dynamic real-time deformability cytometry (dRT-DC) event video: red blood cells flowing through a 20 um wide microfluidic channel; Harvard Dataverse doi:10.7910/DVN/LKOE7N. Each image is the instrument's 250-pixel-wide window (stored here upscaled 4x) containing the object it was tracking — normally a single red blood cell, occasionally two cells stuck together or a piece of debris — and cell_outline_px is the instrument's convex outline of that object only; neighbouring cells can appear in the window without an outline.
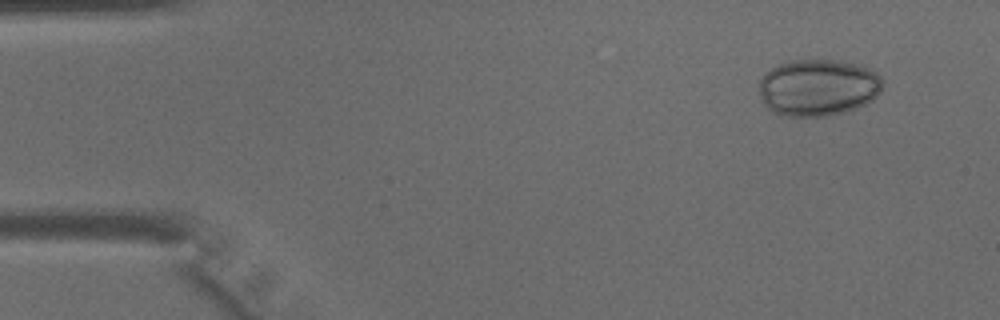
{"species": "common noctule bat (a hibernating species)", "species_latin": "Nyctalus noctula", "temperature_condition": "warm", "stored_images_in_passage": 44, "camera_frame_rate_fps": 3000, "um_per_image_px": 0.085, "animal": {"sex": "male", "body_mass_g": 15.6}, "frame": {"image": 1, "passage_image": 4, "time_ms": 1.0, "image_size_px": [1000, 320], "cell_outline_px": [[884, 84], [880, 92], [872, 100], [856, 108], [844, 112], [828, 116], [784, 116], [772, 112], [764, 108], [760, 96], [760, 80], [772, 68], [780, 64], [792, 60], [840, 60], [872, 68], [884, 80]], "centroid_in_image_um": [69.56, 7.45], "position_along_channel_um": 15.4, "area_um2": 41.27}}
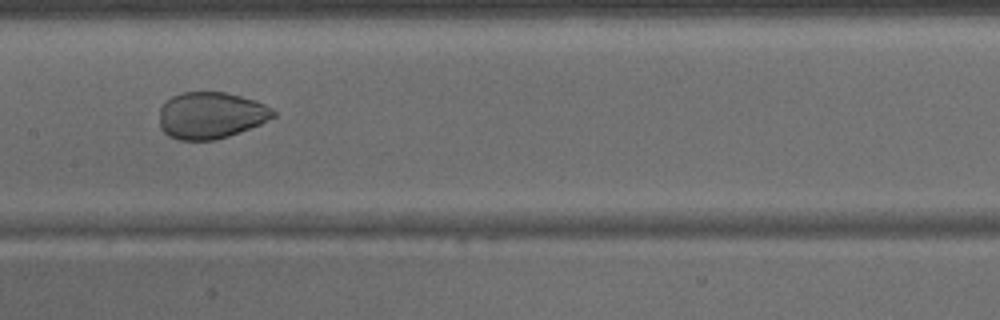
{"frame": {"image": 2, "passage_image": 22, "time_ms": 7.0, "image_size_px": [1000, 320], "cell_outline_px": [[276, 116], [260, 124], [228, 136], [212, 140], [180, 140], [168, 136], [160, 128], [160, 108], [164, 100], [172, 96], [184, 92], [224, 92], [256, 100], [272, 108], [276, 112]], "centroid_in_image_um": [17.91, 9.8], "position_along_channel_um": 189.5, "area_um2": 31.04}}
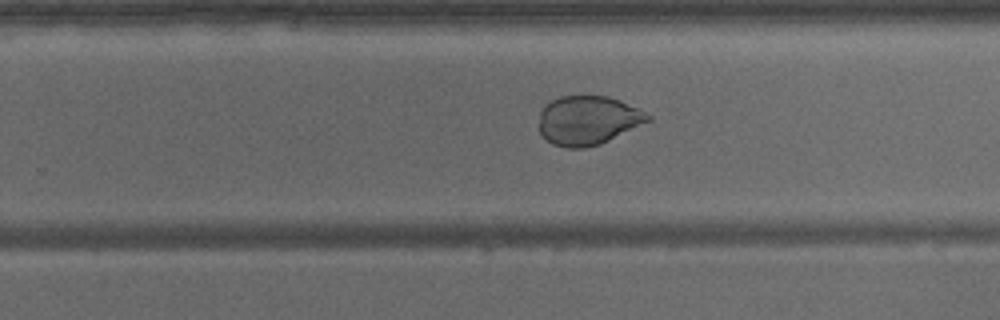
{"frame": {"image": 3, "passage_image": 28, "time_ms": 9.0, "image_size_px": [1000, 320], "cell_outline_px": [[652, 120], [600, 144], [584, 148], [564, 148], [552, 144], [540, 136], [540, 112], [544, 104], [560, 96], [608, 96], [640, 108], [652, 116]], "centroid_in_image_um": [49.98, 10.23], "position_along_channel_um": 279.8, "area_um2": 31.39}}